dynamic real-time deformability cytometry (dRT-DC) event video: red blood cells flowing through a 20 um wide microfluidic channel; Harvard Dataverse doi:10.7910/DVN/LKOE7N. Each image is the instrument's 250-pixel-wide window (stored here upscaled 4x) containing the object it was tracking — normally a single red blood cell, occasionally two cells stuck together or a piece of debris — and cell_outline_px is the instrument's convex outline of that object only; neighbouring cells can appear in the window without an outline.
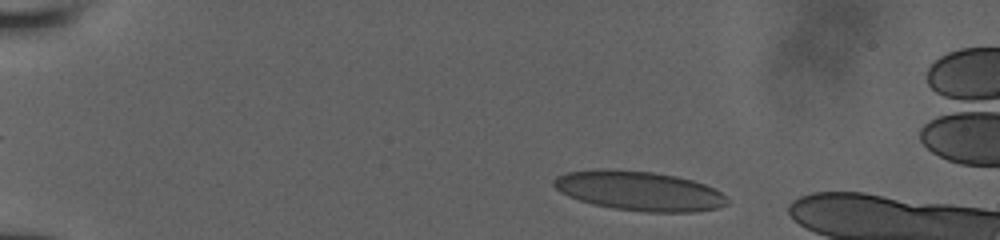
{"species": "human", "species_latin": "Homo sapiens", "temperature_condition": "room temperature", "stored_images_in_passage": 17, "camera_frame_rate_fps": 3000, "um_per_image_px": 0.085, "donor": {"sex": "male"}, "frame": {"image": 1, "passage_image": 2, "time_ms": 0.667, "image_size_px": [1000, 240], "cell_outline_px": [[728, 204], [716, 208], [696, 212], [648, 212], [612, 208], [592, 204], [568, 196], [560, 192], [552, 184], [552, 180], [556, 176], [564, 172], [604, 168], [608, 168], [652, 172], [676, 176], [692, 180], [704, 184], [720, 192], [728, 200]], "centroid_in_image_um": [54.27, 16.22], "position_along_channel_um": 30.7, "area_um2": 40.06}}
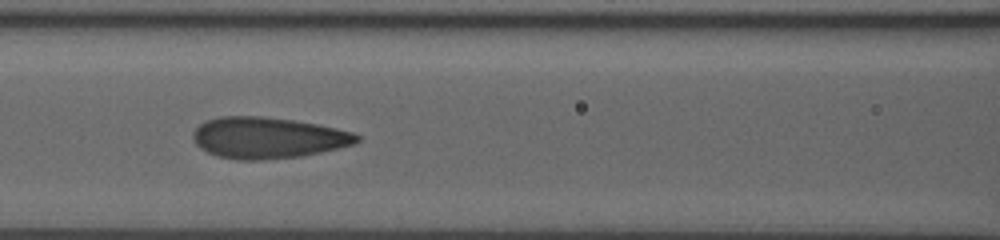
{"frame": {"image": 2, "passage_image": 11, "time_ms": 5.667, "image_size_px": [1000, 240], "cell_outline_px": [[360, 140], [356, 144], [340, 148], [300, 156], [260, 160], [236, 160], [216, 156], [200, 148], [196, 144], [192, 136], [192, 132], [204, 120], [220, 116], [264, 116], [292, 120], [316, 124], [336, 128], [352, 132], [360, 136]], "centroid_in_image_um": [22.74, 11.71], "position_along_channel_um": 143.9, "area_um2": 39.54}}
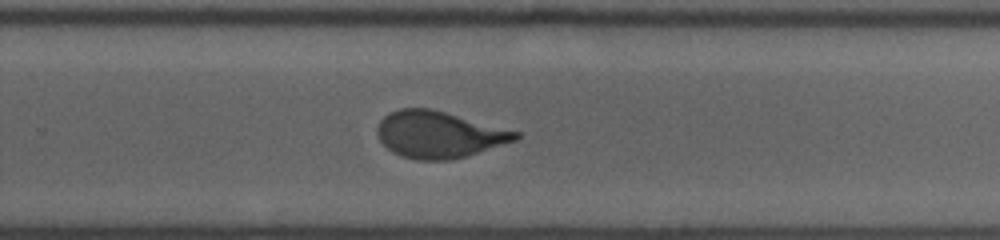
{"frame": {"image": 3, "passage_image": 17, "time_ms": 9.333, "image_size_px": [1000, 240], "cell_outline_px": [[520, 136], [516, 140], [464, 156], [448, 160], [416, 160], [392, 152], [380, 140], [376, 132], [376, 128], [380, 120], [388, 112], [400, 108], [432, 108], [520, 132]], "centroid_in_image_um": [37.27, 11.41], "position_along_channel_um": 292.5, "area_um2": 37.4}}